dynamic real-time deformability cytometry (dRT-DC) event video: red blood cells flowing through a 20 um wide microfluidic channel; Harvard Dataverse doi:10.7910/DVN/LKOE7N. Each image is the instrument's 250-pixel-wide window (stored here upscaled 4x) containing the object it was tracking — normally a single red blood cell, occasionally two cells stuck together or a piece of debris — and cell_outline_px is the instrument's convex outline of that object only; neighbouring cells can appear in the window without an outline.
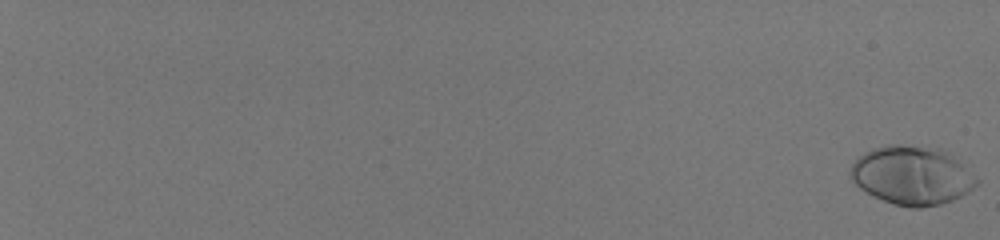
{"species": "human", "species_latin": "Homo sapiens", "temperature_condition": "room temperature", "stored_images_in_passage": 60, "camera_frame_rate_fps": 3000, "um_per_image_px": 0.085, "donor": {"sex": "male"}, "frame": {"image": 1, "passage_image": 1, "time_ms": 0.0, "image_size_px": [1000, 240], "cell_outline_px": [[980, 180], [972, 188], [960, 196], [952, 200], [940, 204], [920, 208], [912, 208], [896, 204], [884, 200], [860, 188], [852, 180], [848, 172], [852, 164], [864, 152], [872, 148], [888, 144], [900, 144], [940, 148], [976, 176]], "centroid_in_image_um": [77.48, 14.9], "position_along_channel_um": 7.5, "area_um2": 42.66}}
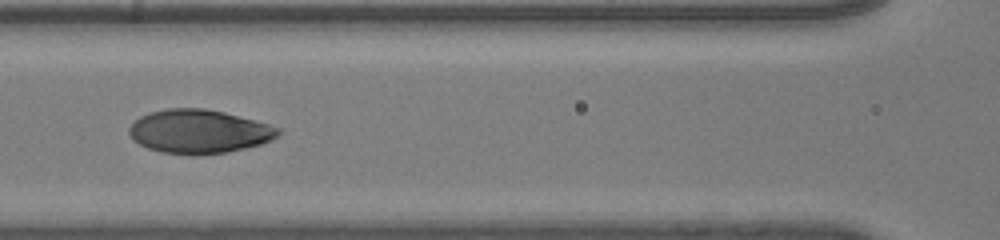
{"frame": {"image": 2, "passage_image": 35, "time_ms": 11.333, "image_size_px": [1000, 240], "cell_outline_px": [[280, 132], [272, 140], [260, 144], [228, 152], [196, 156], [192, 156], [160, 152], [148, 148], [132, 140], [128, 132], [128, 128], [140, 116], [148, 112], [168, 108], [204, 108], [224, 112], [268, 124], [280, 128]], "centroid_in_image_um": [16.87, 11.19], "position_along_channel_um": 149.7, "area_um2": 38.21}}
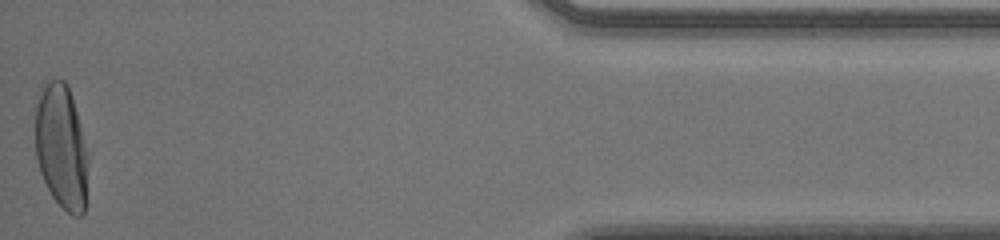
{"frame": {"image": 3, "passage_image": 60, "time_ms": 19.667, "image_size_px": [1000, 240], "cell_outline_px": [[88, 164], [84, 212], [80, 216], [72, 216], [52, 196], [40, 172], [36, 160], [36, 104], [40, 88], [48, 80], [64, 80], [68, 84], [88, 152]], "centroid_in_image_um": [5.22, 12.47], "position_along_channel_um": 430.0, "area_um2": 38.32}, "authors_computed_cell_mechanics": {"area_um2": 38.1769, "velocity_mm_per_s": 3.9902, "shape_relaxation_time_tau1_ms": 3.3098, "shape_relaxation_time_tau2_ms": null, "deformation_change_tau1": 0.2077, "deformation_change_tau2": null}}